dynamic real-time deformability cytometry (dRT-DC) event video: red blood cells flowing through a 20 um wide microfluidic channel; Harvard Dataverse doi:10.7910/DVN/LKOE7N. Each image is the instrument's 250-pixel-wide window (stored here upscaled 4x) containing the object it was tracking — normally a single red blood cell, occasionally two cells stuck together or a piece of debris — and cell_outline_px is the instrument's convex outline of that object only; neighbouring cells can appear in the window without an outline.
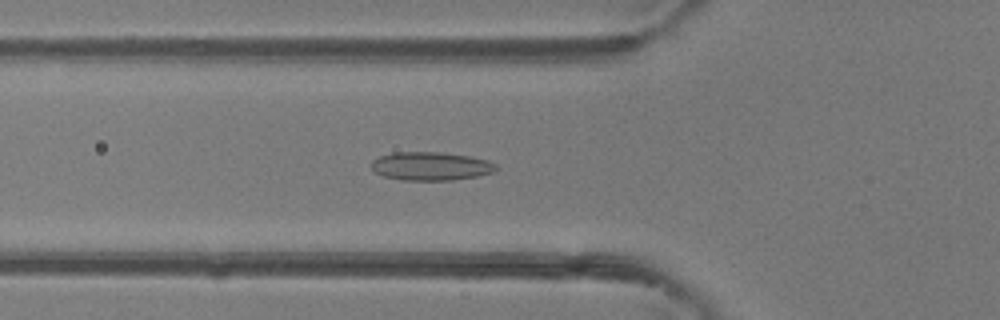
{"species": "common noctule bat (a hibernating species)", "species_latin": "Nyctalus noctula", "temperature_condition": "room temperature", "stored_images_in_passage": 46, "camera_frame_rate_fps": 3000, "um_per_image_px": 0.085, "animal": {"sex": "female"}, "frame": {"image": 1, "passage_image": 16, "time_ms": 5.0, "image_size_px": [1000, 320], "cell_outline_px": [[496, 168], [492, 172], [476, 176], [452, 180], [400, 180], [384, 176], [376, 172], [372, 168], [372, 160], [380, 156], [392, 152], [444, 152], [472, 156], [488, 160], [496, 164]], "centroid_in_image_um": [36.62, 14.11], "position_along_channel_um": 89.2, "area_um2": 20.69}}
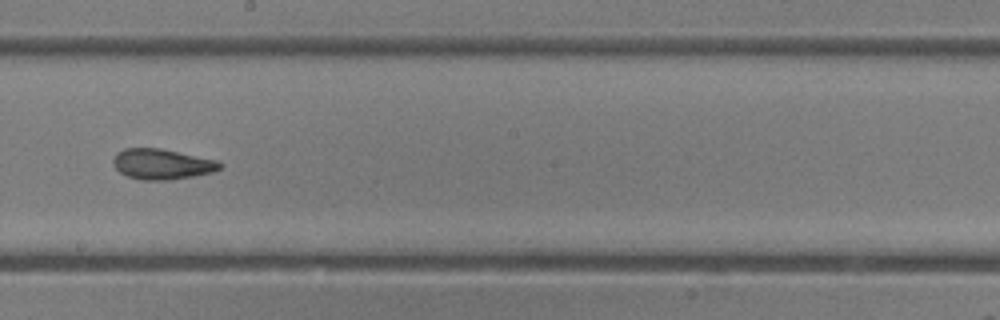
{"frame": {"image": 2, "passage_image": 26, "time_ms": 8.333, "image_size_px": [1000, 320], "cell_outline_px": [[224, 164], [220, 168], [212, 172], [192, 176], [168, 180], [140, 180], [128, 176], [120, 172], [112, 164], [112, 160], [116, 152], [124, 148], [160, 148], [216, 160]], "centroid_in_image_um": [13.73, 13.94], "position_along_channel_um": 234.5, "area_um2": 18.9}}
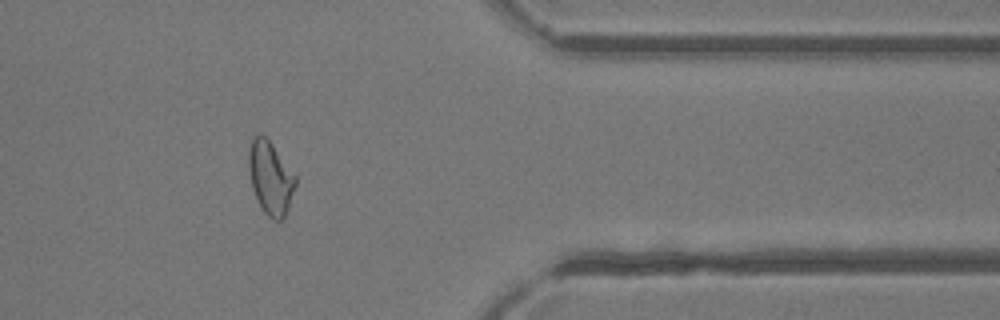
{"frame": {"image": 3, "passage_image": 38, "time_ms": 12.333, "image_size_px": [1000, 320], "cell_outline_px": [[296, 184], [288, 208], [284, 216], [280, 220], [272, 220], [264, 212], [252, 188], [248, 168], [248, 152], [252, 136], [260, 132], [272, 144], [296, 176]], "centroid_in_image_um": [22.97, 15.08], "position_along_channel_um": 388.4, "area_um2": 19.83}, "authors_computed_cell_mechanics": {"area_um2": 20.6635, "velocity_mm_per_s": 4.3354, "shape_relaxation_time_tau1_ms": null, "shape_relaxation_time_tau2_ms": 2.0497, "deformation_change_tau1": null, "deformation_change_tau2": 0.0908}}